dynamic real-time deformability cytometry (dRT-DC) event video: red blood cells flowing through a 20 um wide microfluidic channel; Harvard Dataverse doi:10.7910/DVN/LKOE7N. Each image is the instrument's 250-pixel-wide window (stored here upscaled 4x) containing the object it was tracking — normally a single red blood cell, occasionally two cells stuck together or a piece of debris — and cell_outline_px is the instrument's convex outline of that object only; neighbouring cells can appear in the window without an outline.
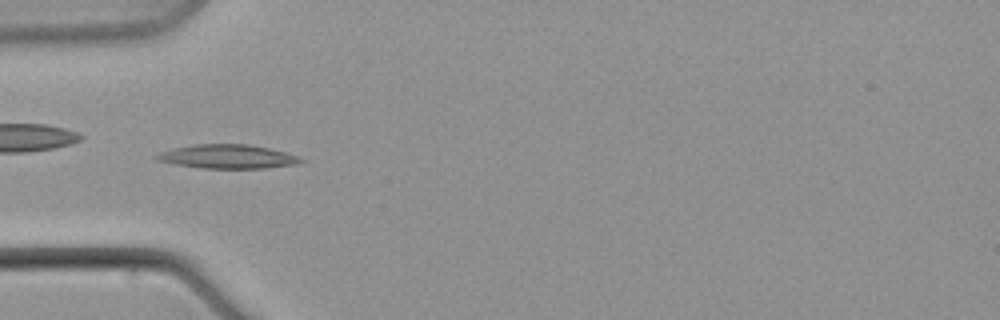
{"species": "common noctule bat (a hibernating species)", "species_latin": "Nyctalus noctula", "temperature_condition": "warm", "stored_images_in_passage": 8, "camera_frame_rate_fps": 3000, "um_per_image_px": 0.085, "animal": {"sex": "male", "body_mass_g": 21.5, "forearm_length_mm": 52.0}, "frame": {"image": 1, "passage_image": 7, "time_ms": 8.333, "image_size_px": [1000, 320], "cell_outline_px": [[304, 160], [296, 164], [264, 168], [204, 168], [176, 164], [156, 160], [156, 156], [160, 152], [176, 148], [196, 144], [248, 144], [268, 148], [284, 152], [296, 156]], "centroid_in_image_um": [19.34, 13.31], "position_along_channel_um": 65.7, "area_um2": 19.65}}